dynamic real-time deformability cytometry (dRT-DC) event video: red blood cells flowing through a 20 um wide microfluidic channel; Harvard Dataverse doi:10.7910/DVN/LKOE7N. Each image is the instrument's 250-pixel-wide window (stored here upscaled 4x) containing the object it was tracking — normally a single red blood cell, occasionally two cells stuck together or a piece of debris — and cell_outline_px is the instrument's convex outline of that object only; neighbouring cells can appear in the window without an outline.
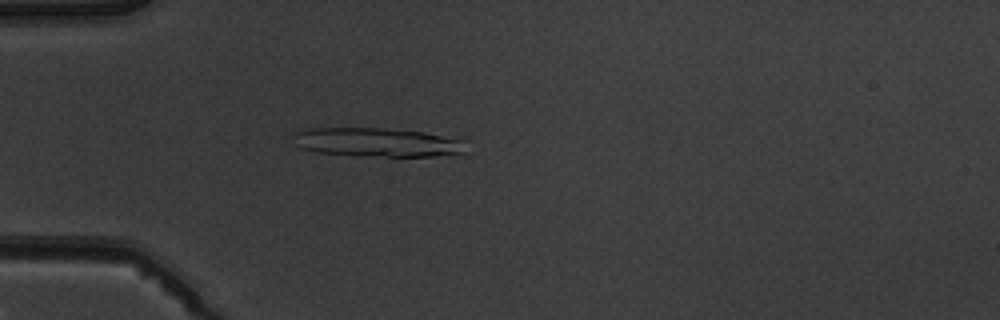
{"species": "common noctule bat (a hibernating species)", "species_latin": "Nyctalus noctula", "temperature_condition": "warm", "stored_images_in_passage": 5, "camera_frame_rate_fps": 3000, "um_per_image_px": 0.085, "animal": {"sex": "male", "body_mass_g": 19.5, "forearm_length_mm": 54.6}, "frame": {"image": 1, "passage_image": 5, "time_ms": 4.667, "image_size_px": [1000, 320], "cell_outline_px": [[464, 156], [360, 156], [316, 152], [300, 148], [296, 144], [292, 136], [296, 132], [308, 128], [384, 128], [464, 136]], "centroid_in_image_um": [32.22, 12.1], "position_along_channel_um": 52.8, "area_um2": 30.06}}